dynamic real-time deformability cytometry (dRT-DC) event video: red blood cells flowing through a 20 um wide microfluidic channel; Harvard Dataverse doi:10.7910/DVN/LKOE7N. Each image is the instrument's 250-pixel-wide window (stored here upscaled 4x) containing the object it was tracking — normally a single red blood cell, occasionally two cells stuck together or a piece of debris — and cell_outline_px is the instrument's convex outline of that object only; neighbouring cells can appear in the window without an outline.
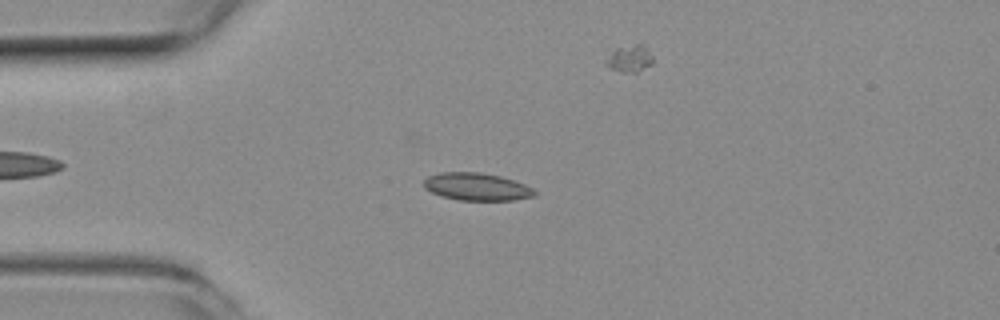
{"species": "common noctule bat (a hibernating species)", "species_latin": "Nyctalus noctula", "temperature_condition": "room temperature", "stored_images_in_passage": 52, "camera_frame_rate_fps": 3000, "um_per_image_px": 0.085, "animal": {"sex": "female", "body_mass_g": 19.3, "forearm_length_mm": 54.1}, "frame": {"image": 1, "passage_image": 12, "time_ms": 3.667, "image_size_px": [1000, 320], "cell_outline_px": [[536, 196], [516, 200], [460, 200], [440, 196], [424, 188], [424, 180], [428, 176], [440, 172], [480, 172], [500, 176], [524, 184], [532, 188], [536, 192]], "centroid_in_image_um": [40.52, 15.87], "position_along_channel_um": 44.5, "area_um2": 17.8}}
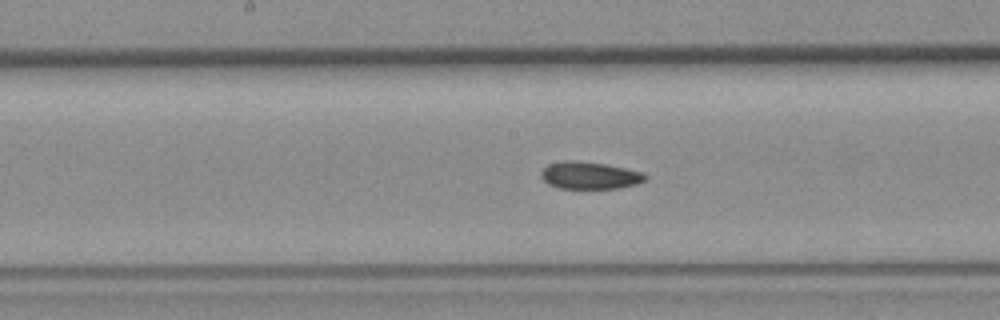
{"frame": {"image": 2, "passage_image": 25, "time_ms": 8.0, "image_size_px": [1000, 320], "cell_outline_px": [[648, 180], [636, 184], [620, 188], [560, 188], [548, 184], [540, 176], [540, 172], [548, 164], [568, 160], [572, 160], [604, 164], [644, 172], [648, 176]], "centroid_in_image_um": [50.15, 14.91], "position_along_channel_um": 198.0, "area_um2": 16.53}}
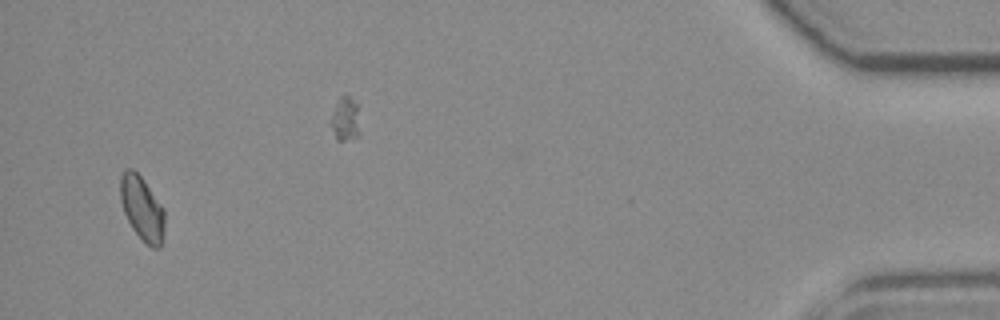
{"frame": {"image": 3, "passage_image": 49, "time_ms": 16.0, "image_size_px": [1000, 320], "cell_outline_px": [[164, 232], [160, 248], [152, 248], [132, 228], [124, 212], [120, 200], [120, 176], [124, 168], [132, 168], [140, 176], [164, 208]], "centroid_in_image_um": [12.06, 17.69], "position_along_channel_um": 423.1, "area_um2": 16.42}, "authors_computed_cell_mechanics": {"area_um2": 16.8776, "velocity_mm_per_s": 3.9334, "shape_relaxation_time_tau1_ms": null, "shape_relaxation_time_tau2_ms": 4.1142, "deformation_change_tau1": null, "deformation_change_tau2": 0.0726}}